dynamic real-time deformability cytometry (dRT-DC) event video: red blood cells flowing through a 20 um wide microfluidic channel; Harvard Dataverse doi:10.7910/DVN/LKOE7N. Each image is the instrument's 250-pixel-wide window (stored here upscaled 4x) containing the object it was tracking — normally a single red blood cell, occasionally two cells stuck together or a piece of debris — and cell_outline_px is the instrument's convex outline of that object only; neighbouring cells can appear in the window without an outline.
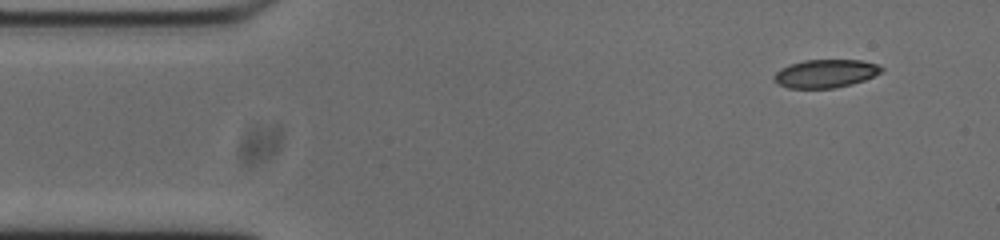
{"species": "common noctule bat (a hibernating species)", "species_latin": "Nyctalus noctula", "temperature_condition": "cold", "stored_images_in_passage": 50, "camera_frame_rate_fps": 3000, "um_per_image_px": 0.085, "animal": {"sex": "male", "body_mass_g": 20.0, "forearm_length_mm": 53.3}, "frame": {"image": 1, "passage_image": 1, "time_ms": 0.0, "image_size_px": [1000, 240], "cell_outline_px": [[884, 68], [880, 72], [864, 80], [852, 84], [832, 88], [788, 88], [780, 84], [776, 80], [776, 72], [780, 68], [804, 60], [860, 60], [876, 64]], "centroid_in_image_um": [70.19, 6.25], "position_along_channel_um": 14.8, "area_um2": 17.28}}
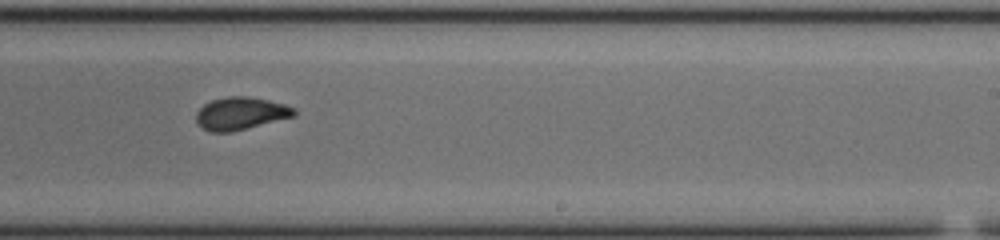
{"frame": {"image": 2, "passage_image": 28, "time_ms": 9.0, "image_size_px": [1000, 240], "cell_outline_px": [[296, 112], [292, 116], [232, 132], [212, 132], [204, 128], [196, 120], [196, 112], [204, 104], [212, 100], [228, 96], [248, 96], [268, 100], [284, 104], [296, 108]], "centroid_in_image_um": [20.44, 9.63], "position_along_channel_um": 268.6, "area_um2": 18.32}}
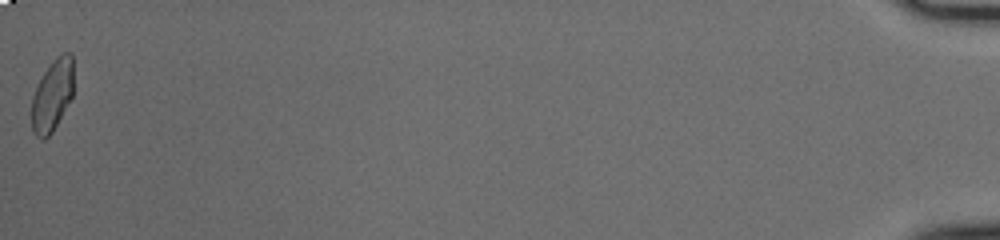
{"frame": {"image": 3, "passage_image": 50, "time_ms": 16.333, "image_size_px": [1000, 240], "cell_outline_px": [[72, 96], [52, 132], [44, 140], [40, 140], [36, 136], [32, 128], [32, 96], [44, 72], [56, 56], [60, 52], [72, 52]], "centroid_in_image_um": [4.44, 8.1], "position_along_channel_um": 430.8, "area_um2": 17.28}, "authors_computed_cell_mechanics": {"area_um2": 18.496, "velocity_mm_per_s": 3.7468, "shape_relaxation_time_tau1_ms": 6.1537, "shape_relaxation_time_tau2_ms": 1.0672, "deformation_change_tau1": 0.1447, "deformation_change_tau2": 0.0546}}